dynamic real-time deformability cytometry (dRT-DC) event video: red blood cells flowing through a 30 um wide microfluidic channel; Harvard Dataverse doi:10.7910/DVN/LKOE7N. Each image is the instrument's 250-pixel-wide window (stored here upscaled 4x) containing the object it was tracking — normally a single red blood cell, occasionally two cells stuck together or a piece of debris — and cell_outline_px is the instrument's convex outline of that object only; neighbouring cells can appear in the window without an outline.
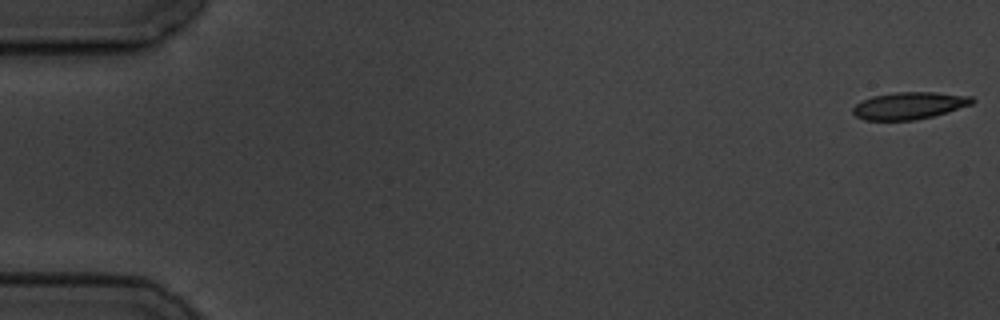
{"species": "common noctule bat (a hibernating species)", "species_latin": "Nyctalus noctula", "temperature_condition": "cold", "stored_images_in_passage": 10, "camera_frame_rate_fps": 3000, "um_per_image_px": 0.085, "animal": {"sex": "male", "body_mass_g": 19.5, "forearm_length_mm": 54.6}, "frame": {"image": 1, "passage_image": 1, "time_ms": 0.0, "image_size_px": [1000, 320], "cell_outline_px": [[976, 100], [972, 104], [948, 112], [916, 120], [864, 120], [856, 116], [852, 112], [852, 108], [860, 100], [872, 96], [896, 92], [936, 92], [972, 96]], "centroid_in_image_um": [77.28, 8.97], "position_along_channel_um": 7.7, "area_um2": 19.02}}
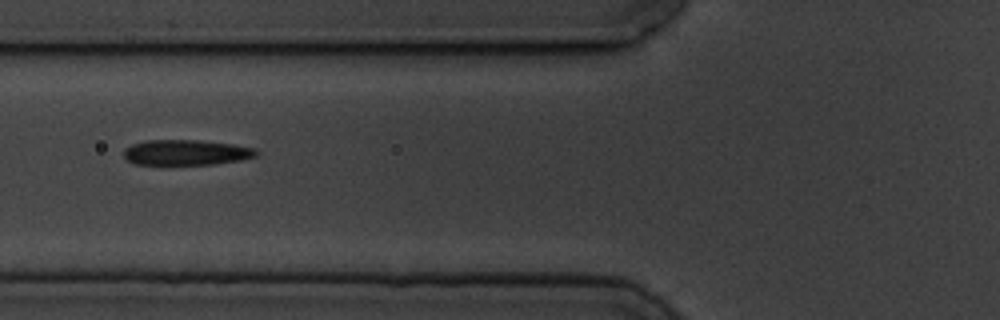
{"frame": {"image": 2, "passage_image": 7, "time_ms": 7.0, "image_size_px": [1000, 320], "cell_outline_px": [[260, 152], [256, 156], [240, 160], [212, 164], [136, 164], [128, 160], [124, 156], [124, 148], [132, 144], [144, 140], [196, 140], [232, 144], [256, 148]], "centroid_in_image_um": [15.83, 12.95], "position_along_channel_um": 110.0, "area_um2": 19.54}}
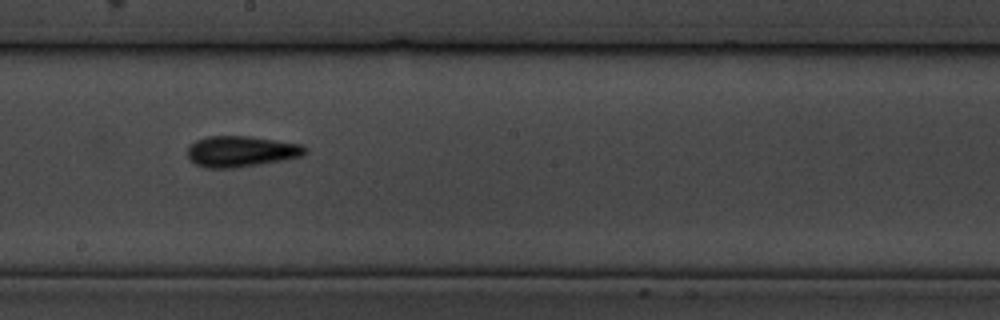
{"frame": {"image": 3, "passage_image": 10, "time_ms": 10.333, "image_size_px": [1000, 320], "cell_outline_px": [[308, 152], [304, 156], [260, 164], [232, 168], [204, 168], [196, 164], [188, 156], [188, 144], [196, 140], [208, 136], [248, 136], [300, 144], [308, 148]], "centroid_in_image_um": [20.5, 12.87], "position_along_channel_um": 227.7, "area_um2": 21.21}}